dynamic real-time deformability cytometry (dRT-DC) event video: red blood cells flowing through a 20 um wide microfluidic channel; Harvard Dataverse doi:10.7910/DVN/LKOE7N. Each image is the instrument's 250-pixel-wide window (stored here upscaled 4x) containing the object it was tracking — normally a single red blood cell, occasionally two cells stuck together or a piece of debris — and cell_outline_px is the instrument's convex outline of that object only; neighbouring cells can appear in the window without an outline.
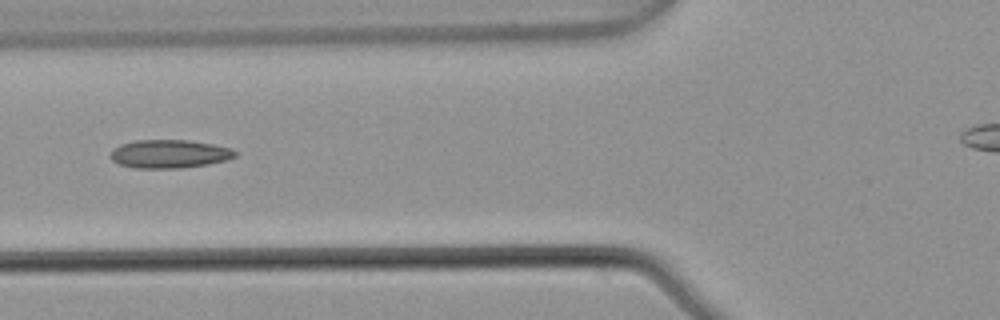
{"species": "common noctule bat (a hibernating species)", "species_latin": "Nyctalus noctula", "temperature_condition": "warm", "stored_images_in_passage": 6, "camera_frame_rate_fps": 3000, "um_per_image_px": 0.085, "animal": {"sex": "male", "body_mass_g": 21.5, "forearm_length_mm": 52.0}, "frame": {"image": 1, "passage_image": 6, "time_ms": 1.667, "image_size_px": [1000, 320], "cell_outline_px": [[236, 156], [228, 160], [208, 164], [180, 168], [132, 168], [120, 164], [112, 160], [112, 148], [120, 144], [136, 140], [188, 140], [212, 144], [232, 148], [236, 152]], "centroid_in_image_um": [14.41, 13.08], "position_along_channel_um": 111.4, "area_um2": 20.63}}